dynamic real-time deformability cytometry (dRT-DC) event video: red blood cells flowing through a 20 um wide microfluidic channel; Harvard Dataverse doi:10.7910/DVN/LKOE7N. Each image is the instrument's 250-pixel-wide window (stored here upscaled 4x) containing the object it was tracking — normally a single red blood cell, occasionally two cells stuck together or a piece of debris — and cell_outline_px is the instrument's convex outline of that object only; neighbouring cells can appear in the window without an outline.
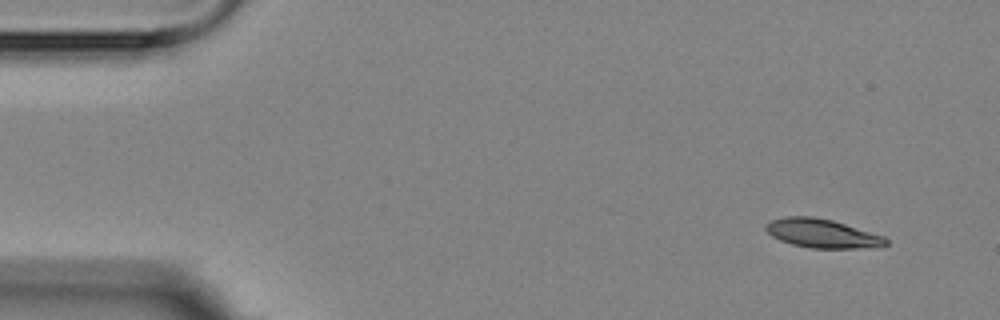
{"species": "Egyptian fruit bat (a non-hibernating species)", "species_latin": "Rousettus aegyptiacus", "temperature_condition": "room temperature", "stored_images_in_passage": 5, "camera_frame_rate_fps": 3000, "um_per_image_px": 0.085, "animal": {"sex": "female"}, "frame": {"image": 1, "passage_image": 1, "time_ms": 0.0, "image_size_px": [1000, 320], "cell_outline_px": [[888, 244], [876, 248], [812, 248], [792, 244], [780, 240], [772, 236], [764, 228], [772, 220], [784, 216], [812, 216], [832, 220], [884, 236], [888, 240]], "centroid_in_image_um": [69.91, 19.84], "position_along_channel_um": 15.1, "area_um2": 20.11}}
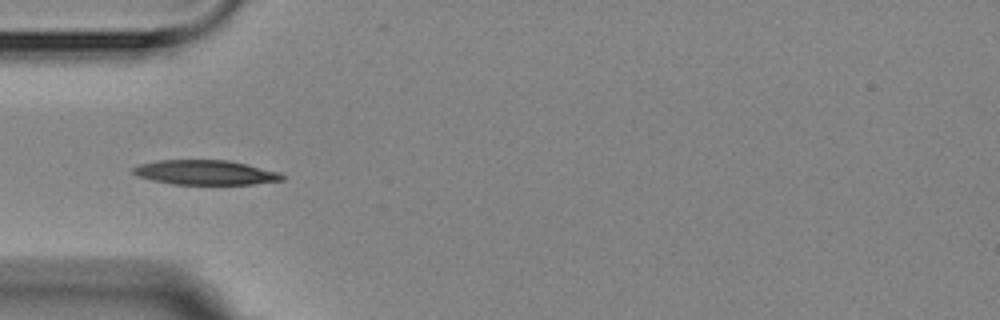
{"frame": {"image": 2, "passage_image": 4, "time_ms": 4.333, "image_size_px": [1000, 320], "cell_outline_px": [[284, 180], [252, 184], [172, 184], [152, 180], [136, 176], [132, 172], [132, 168], [140, 164], [156, 160], [228, 160], [280, 172], [284, 176]], "centroid_in_image_um": [17.43, 14.66], "position_along_channel_um": 67.6, "area_um2": 21.39}}
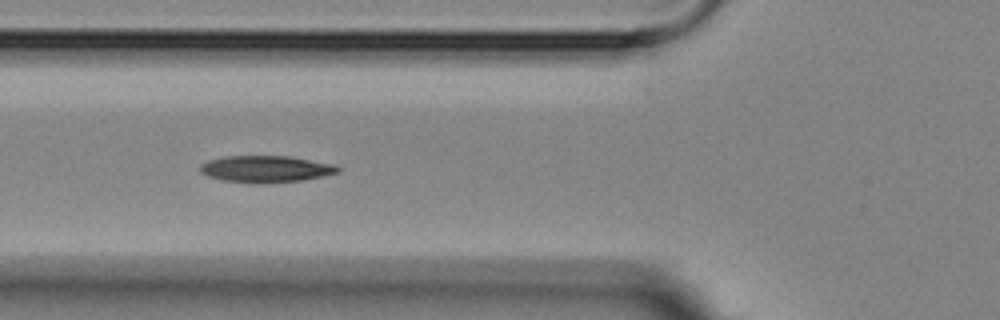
{"frame": {"image": 3, "passage_image": 5, "time_ms": 5.333, "image_size_px": [1000, 320], "cell_outline_px": [[340, 172], [300, 180], [224, 180], [208, 176], [200, 172], [200, 164], [208, 160], [224, 156], [292, 156], [332, 164], [340, 168]], "centroid_in_image_um": [22.58, 14.3], "position_along_channel_um": 103.2, "area_um2": 20.23}}